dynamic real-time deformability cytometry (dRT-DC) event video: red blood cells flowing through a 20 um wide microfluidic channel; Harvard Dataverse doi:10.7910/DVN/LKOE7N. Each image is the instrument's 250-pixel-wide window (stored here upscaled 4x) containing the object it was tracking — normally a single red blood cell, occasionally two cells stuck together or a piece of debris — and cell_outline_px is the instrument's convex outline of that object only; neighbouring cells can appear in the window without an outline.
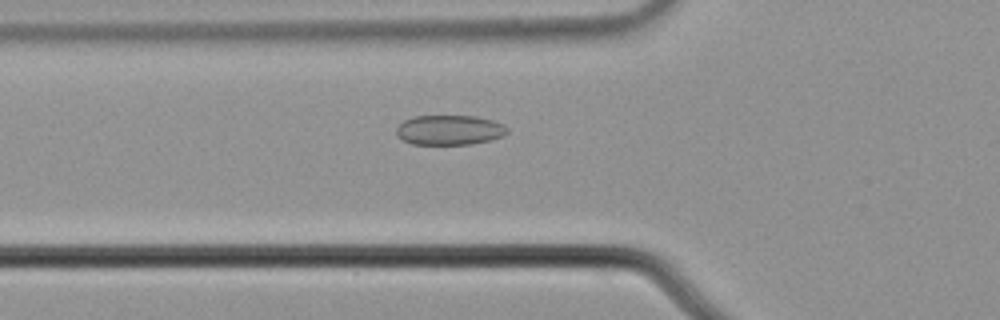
{"species": "common noctule bat (a hibernating species)", "species_latin": "Nyctalus noctula", "temperature_condition": "cold", "stored_images_in_passage": 57, "camera_frame_rate_fps": 3000, "um_per_image_px": 0.085, "animal": {"sex": "male", "body_mass_g": 21.5, "forearm_length_mm": 52.0}, "frame": {"image": 1, "passage_image": 20, "time_ms": 6.333, "image_size_px": [1000, 320], "cell_outline_px": [[508, 132], [504, 136], [492, 140], [472, 144], [412, 144], [396, 136], [396, 128], [404, 120], [412, 116], [476, 116], [492, 120], [504, 124], [508, 128]], "centroid_in_image_um": [38.23, 11.05], "position_along_channel_um": 87.6, "area_um2": 19.48}}
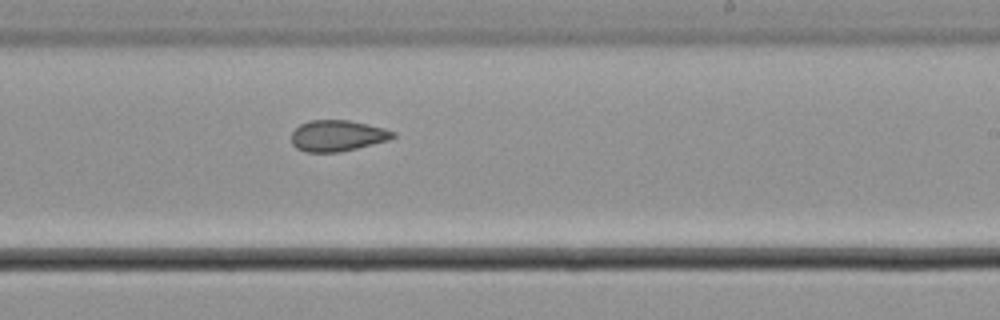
{"frame": {"image": 2, "passage_image": 34, "time_ms": 11.0, "image_size_px": [1000, 320], "cell_outline_px": [[396, 136], [388, 140], [340, 152], [304, 152], [296, 148], [292, 144], [292, 132], [300, 124], [308, 120], [348, 120], [368, 124], [384, 128], [396, 132]], "centroid_in_image_um": [28.67, 11.53], "position_along_channel_um": 260.3, "area_um2": 18.44}}
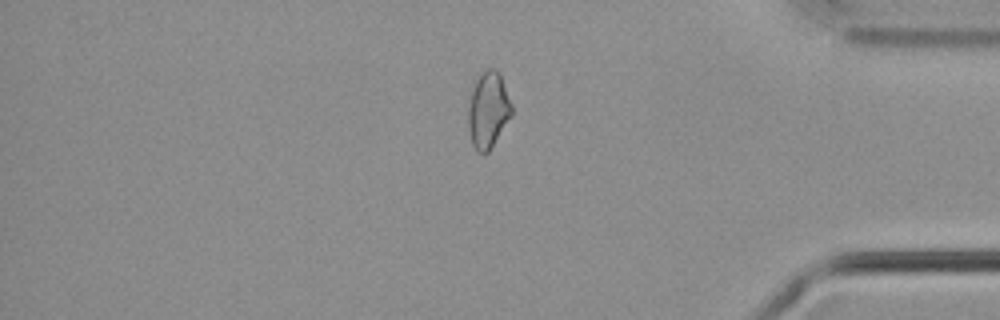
{"frame": {"image": 3, "passage_image": 47, "time_ms": 15.333, "image_size_px": [1000, 320], "cell_outline_px": [[512, 116], [488, 152], [476, 152], [472, 144], [468, 128], [468, 108], [472, 92], [476, 80], [488, 68], [496, 68], [500, 72], [512, 104]], "centroid_in_image_um": [41.51, 9.35], "position_along_channel_um": 393.7, "area_um2": 19.25}}